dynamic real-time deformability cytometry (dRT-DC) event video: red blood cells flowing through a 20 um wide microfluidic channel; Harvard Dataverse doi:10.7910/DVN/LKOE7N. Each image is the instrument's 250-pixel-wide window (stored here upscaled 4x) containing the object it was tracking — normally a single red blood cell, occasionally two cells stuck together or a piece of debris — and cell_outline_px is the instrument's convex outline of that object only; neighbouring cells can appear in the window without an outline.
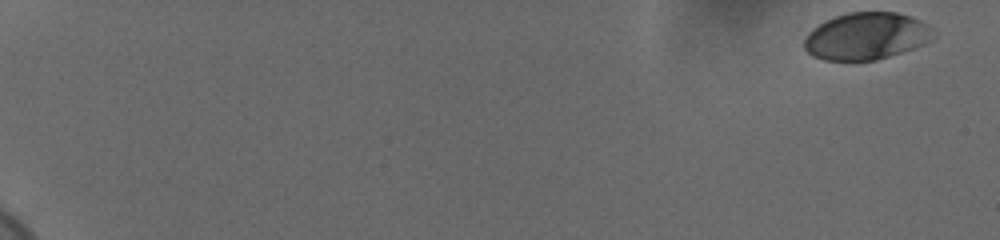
{"species": "human", "species_latin": "Homo sapiens", "temperature_condition": "cold", "stored_images_in_passage": 53, "camera_frame_rate_fps": 3000, "um_per_image_px": 0.085, "donor": {"sex": "female"}, "frame": {"image": 1, "passage_image": 1, "time_ms": 0.0, "image_size_px": [1000, 240], "cell_outline_px": [[932, 40], [912, 48], [876, 60], [824, 60], [812, 56], [804, 48], [804, 40], [820, 24], [836, 16], [848, 12], [896, 12], [912, 16], [928, 24], [932, 28]], "centroid_in_image_um": [73.66, 3.07], "position_along_channel_um": 11.3, "area_um2": 34.91}}
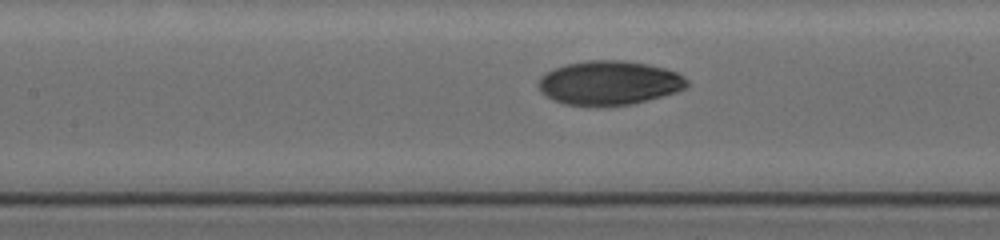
{"frame": {"image": 2, "passage_image": 30, "time_ms": 9.667, "image_size_px": [1000, 240], "cell_outline_px": [[688, 84], [684, 88], [676, 92], [648, 100], [632, 104], [564, 104], [540, 92], [536, 84], [540, 76], [552, 68], [564, 64], [584, 60], [624, 60], [648, 64], [664, 68], [676, 72], [684, 76], [688, 80]], "centroid_in_image_um": [51.76, 7.0], "position_along_channel_um": 155.6, "area_um2": 37.97}}
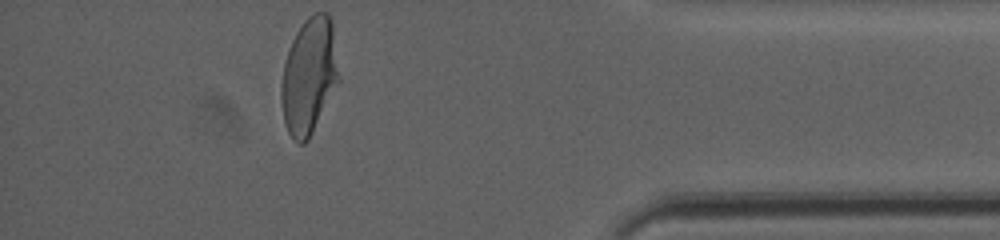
{"frame": {"image": 3, "passage_image": 53, "time_ms": 17.333, "image_size_px": [1000, 240], "cell_outline_px": [[340, 80], [308, 140], [304, 144], [300, 144], [288, 132], [284, 120], [280, 96], [280, 84], [284, 64], [292, 40], [296, 32], [304, 20], [308, 16], [316, 12], [328, 12], [332, 20]], "centroid_in_image_um": [26.27, 6.43], "position_along_channel_um": 408.9, "area_um2": 39.02}, "authors_computed_cell_mechanics": {"area_um2": 37.0498, "velocity_mm_per_s": 3.675, "shape_relaxation_time_tau1_ms": 5.0255, "shape_relaxation_time_tau2_ms": 1.198, "deformation_change_tau1": 0.1829, "deformation_change_tau2": 0.0368}}